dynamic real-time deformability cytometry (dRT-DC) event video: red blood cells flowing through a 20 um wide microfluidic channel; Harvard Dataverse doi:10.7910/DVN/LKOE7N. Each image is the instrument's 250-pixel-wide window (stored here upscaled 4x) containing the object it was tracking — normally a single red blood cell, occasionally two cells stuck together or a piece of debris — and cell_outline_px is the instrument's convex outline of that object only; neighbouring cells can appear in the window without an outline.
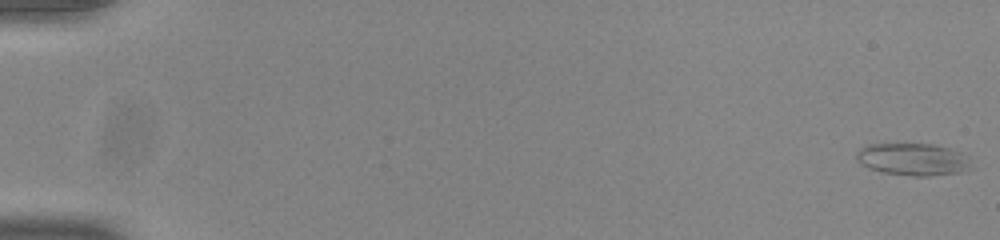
{"species": "common noctule bat (a hibernating species)", "species_latin": "Nyctalus noctula", "temperature_condition": "room temperature", "stored_images_in_passage": 15, "camera_frame_rate_fps": 3000, "um_per_image_px": 0.085, "animal": {"sex": "male", "body_mass_g": 20.0, "forearm_length_mm": 53.3}, "frame": {"image": 1, "passage_image": 1, "time_ms": 0.0, "image_size_px": [1000, 240], "cell_outline_px": [[968, 168], [960, 172], [932, 176], [912, 176], [880, 172], [868, 168], [856, 160], [856, 152], [860, 148], [868, 144], [932, 144], [948, 148], [960, 152], [968, 156]], "centroid_in_image_um": [77.54, 13.55], "position_along_channel_um": 7.5, "area_um2": 21.5}}